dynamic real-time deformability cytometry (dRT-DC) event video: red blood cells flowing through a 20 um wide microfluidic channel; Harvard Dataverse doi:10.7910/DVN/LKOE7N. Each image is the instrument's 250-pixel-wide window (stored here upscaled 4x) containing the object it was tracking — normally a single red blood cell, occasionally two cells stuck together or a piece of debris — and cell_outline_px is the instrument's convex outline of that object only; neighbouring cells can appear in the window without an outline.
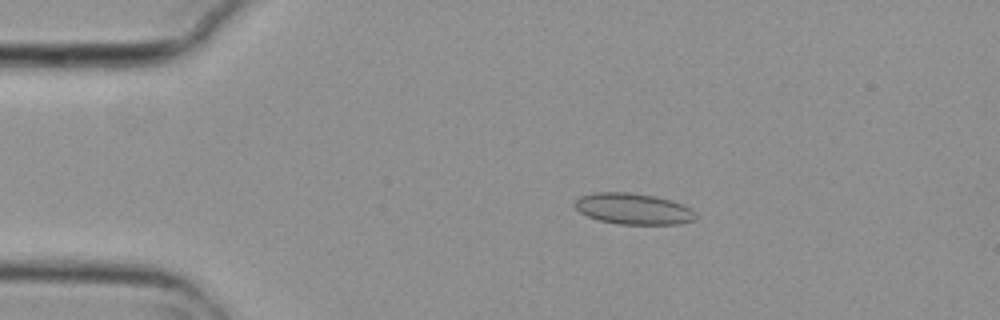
{"species": "common noctule bat (a hibernating species)", "species_latin": "Nyctalus noctula", "temperature_condition": "cold", "stored_images_in_passage": 7, "camera_frame_rate_fps": 3000, "um_per_image_px": 0.085, "animal": {"sex": "female", "body_mass_g": 29.2, "forearm_length_mm": 56.3}, "frame": {"image": 1, "passage_image": 3, "time_ms": 0.667, "image_size_px": [1000, 320], "cell_outline_px": [[696, 220], [680, 224], [620, 224], [600, 220], [588, 216], [580, 212], [572, 204], [580, 196], [592, 192], [628, 192], [656, 196], [692, 208], [696, 212]], "centroid_in_image_um": [53.83, 17.74], "position_along_channel_um": 31.2, "area_um2": 21.96}}
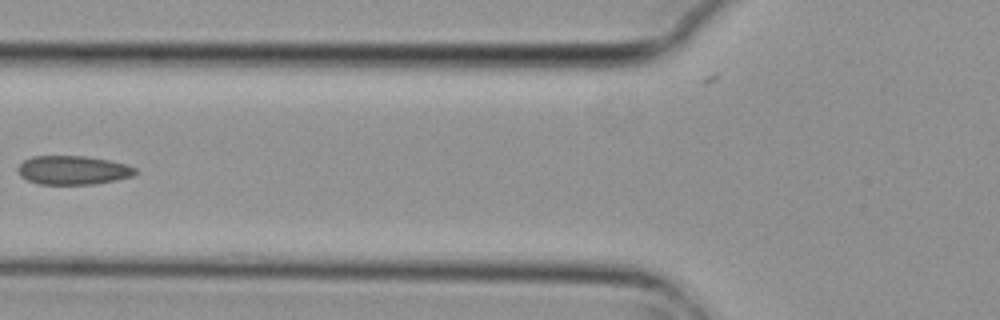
{"frame": {"image": 2, "passage_image": 6, "time_ms": 1.667, "image_size_px": [1000, 320], "cell_outline_px": [[136, 172], [132, 176], [116, 180], [92, 184], [40, 184], [28, 180], [20, 176], [16, 168], [24, 160], [32, 156], [84, 156], [108, 160], [124, 164], [136, 168]], "centroid_in_image_um": [6.17, 14.46], "position_along_channel_um": 119.6, "area_um2": 19.59}}
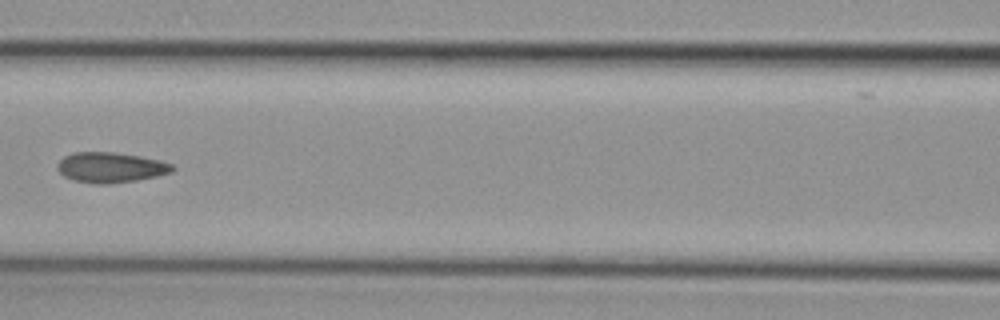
{"frame": {"image": 3, "passage_image": 7, "time_ms": 2.0, "image_size_px": [1000, 320], "cell_outline_px": [[176, 168], [172, 172], [156, 176], [136, 180], [108, 184], [92, 184], [72, 180], [64, 176], [56, 168], [56, 164], [64, 156], [72, 152], [112, 152], [140, 156], [160, 160], [172, 164]], "centroid_in_image_um": [9.38, 14.23], "position_along_channel_um": 157.2, "area_um2": 20.46}}